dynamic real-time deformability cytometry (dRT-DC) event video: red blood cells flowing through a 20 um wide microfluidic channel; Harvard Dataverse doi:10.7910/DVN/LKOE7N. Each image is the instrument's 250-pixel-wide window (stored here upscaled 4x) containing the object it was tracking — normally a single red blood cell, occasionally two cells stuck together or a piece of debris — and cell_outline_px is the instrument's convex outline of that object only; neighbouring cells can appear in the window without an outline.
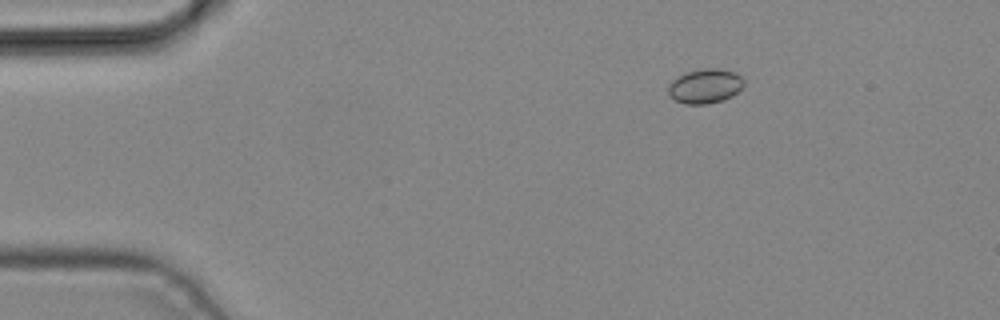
{"species": "common noctule bat (a hibernating species)", "species_latin": "Nyctalus noctula", "temperature_condition": "cold", "stored_images_in_passage": 2, "camera_frame_rate_fps": 3000, "um_per_image_px": 0.085, "animal": {"sex": "male", "body_mass_g": 19.2, "forearm_length_mm": 51.8}, "frame": {"image": 1, "passage_image": 2, "time_ms": 0.333, "image_size_px": [1000, 320], "cell_outline_px": [[744, 84], [732, 96], [724, 100], [708, 104], [684, 104], [668, 96], [668, 84], [672, 80], [688, 72], [704, 68], [720, 68], [736, 72], [744, 80]], "centroid_in_image_um": [59.93, 7.32], "position_along_channel_um": 25.1, "area_um2": 15.26}}